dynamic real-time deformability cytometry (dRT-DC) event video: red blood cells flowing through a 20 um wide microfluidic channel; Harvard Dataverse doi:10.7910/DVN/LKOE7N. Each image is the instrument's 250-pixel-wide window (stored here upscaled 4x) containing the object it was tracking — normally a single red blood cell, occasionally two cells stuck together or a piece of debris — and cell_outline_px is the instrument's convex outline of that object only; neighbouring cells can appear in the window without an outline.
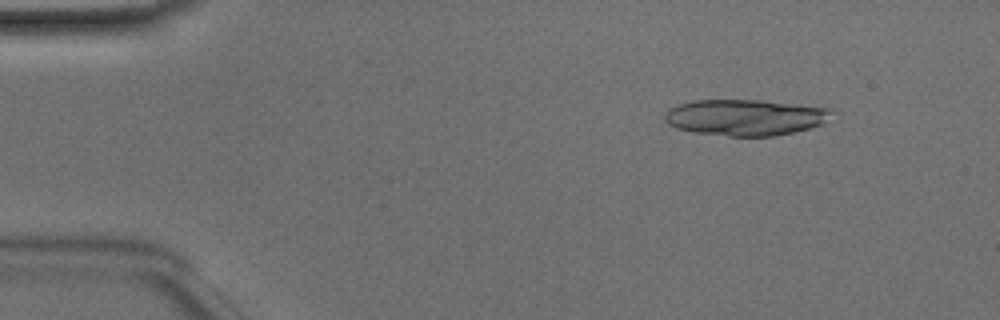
{"species": "Egyptian fruit bat (a non-hibernating species)", "species_latin": "Rousettus aegyptiacus", "temperature_condition": "room temperature", "stored_images_in_passage": 48, "segment_of_instrument_passage": [1, 2], "camera_frame_rate_fps": 3000, "um_per_image_px": 0.085, "animal": {"sex": "male"}, "frame": {"image": 1, "passage_image": 6, "time_ms": 1.667, "image_size_px": [1000, 320], "cell_outline_px": [[832, 112], [824, 124], [792, 132], [772, 136], [728, 136], [696, 132], [676, 128], [668, 124], [664, 120], [664, 116], [672, 108], [680, 104], [692, 100], [764, 100], [832, 108]], "centroid_in_image_um": [63.37, 9.97], "position_along_channel_um": 21.6, "area_um2": 35.03}}